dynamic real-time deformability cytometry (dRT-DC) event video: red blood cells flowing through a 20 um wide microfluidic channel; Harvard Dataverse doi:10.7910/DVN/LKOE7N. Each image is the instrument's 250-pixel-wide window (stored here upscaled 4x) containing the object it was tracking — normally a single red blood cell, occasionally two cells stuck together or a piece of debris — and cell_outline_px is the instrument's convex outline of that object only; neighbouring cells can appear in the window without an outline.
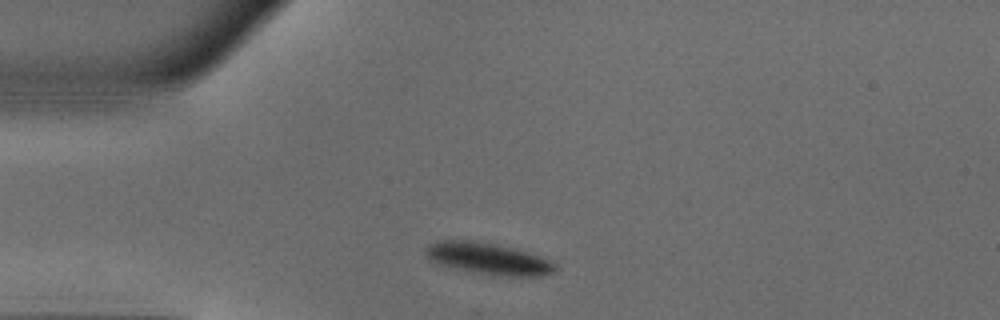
{"species": "common noctule bat (a hibernating species)", "species_latin": "Nyctalus noctula", "temperature_condition": "warm", "stored_images_in_passage": 10, "camera_frame_rate_fps": 3000, "um_per_image_px": 0.085, "animal": {"sex": "male", "body_mass_g": 18.8}, "frame": {"image": 1, "passage_image": 4, "time_ms": 1.0, "image_size_px": [1000, 320], "cell_outline_px": [[560, 268], [556, 272], [540, 276], [508, 276], [476, 272], [448, 268], [436, 264], [424, 256], [424, 248], [428, 244], [436, 240], [472, 240], [496, 244], [512, 248], [540, 256], [556, 264]], "centroid_in_image_um": [41.44, 21.98], "position_along_channel_um": 43.6, "area_um2": 24.22}}
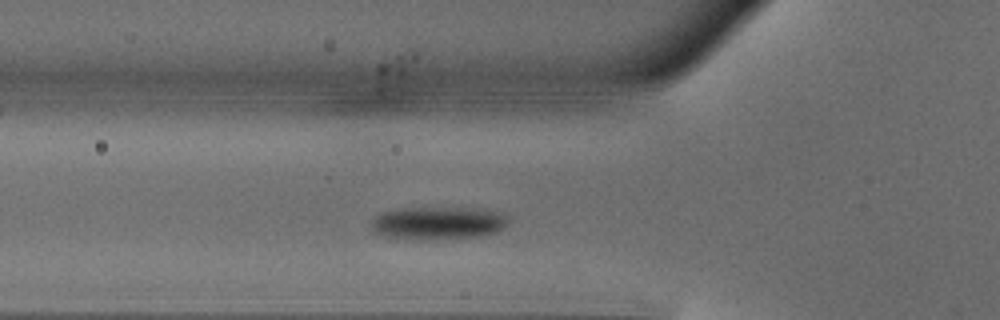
{"frame": {"image": 2, "passage_image": 9, "time_ms": 2.667, "image_size_px": [1000, 320], "cell_outline_px": [[508, 224], [504, 228], [496, 232], [480, 236], [404, 240], [384, 236], [376, 232], [372, 228], [372, 220], [380, 212], [404, 208], [472, 208], [504, 212], [508, 216]], "centroid_in_image_um": [37.25, 18.95], "position_along_channel_um": 88.5, "area_um2": 26.3}}